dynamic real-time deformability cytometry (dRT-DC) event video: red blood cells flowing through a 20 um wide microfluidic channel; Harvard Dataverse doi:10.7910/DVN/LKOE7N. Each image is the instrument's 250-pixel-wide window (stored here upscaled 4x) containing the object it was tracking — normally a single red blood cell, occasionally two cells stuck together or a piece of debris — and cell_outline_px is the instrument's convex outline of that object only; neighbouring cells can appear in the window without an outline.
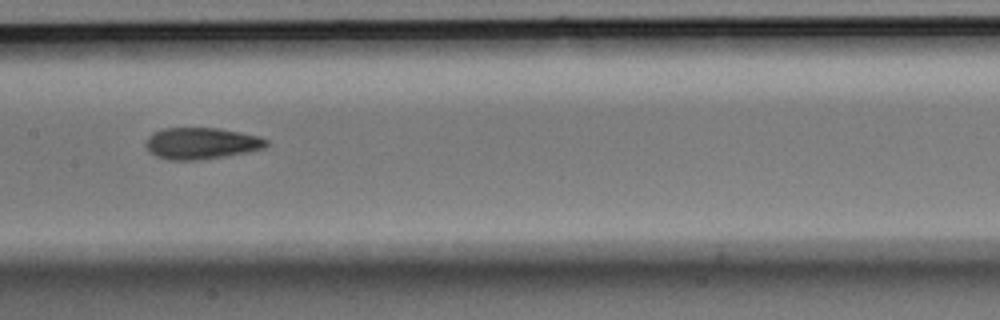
{"species": "Egyptian fruit bat (a non-hibernating species)", "species_latin": "Rousettus aegyptiacus", "temperature_condition": "room temperature", "stored_images_in_passage": 6, "camera_frame_rate_fps": 3000, "um_per_image_px": 0.085, "animal": {"sex": "male"}, "frame": {"image": 1, "passage_image": 6, "time_ms": 1.667, "image_size_px": [1000, 320], "cell_outline_px": [[268, 144], [264, 148], [248, 152], [200, 160], [168, 160], [156, 156], [148, 152], [144, 144], [148, 136], [164, 128], [220, 128], [240, 132], [256, 136], [268, 140]], "centroid_in_image_um": [17.08, 12.19], "position_along_channel_um": 190.3, "area_um2": 22.2}}